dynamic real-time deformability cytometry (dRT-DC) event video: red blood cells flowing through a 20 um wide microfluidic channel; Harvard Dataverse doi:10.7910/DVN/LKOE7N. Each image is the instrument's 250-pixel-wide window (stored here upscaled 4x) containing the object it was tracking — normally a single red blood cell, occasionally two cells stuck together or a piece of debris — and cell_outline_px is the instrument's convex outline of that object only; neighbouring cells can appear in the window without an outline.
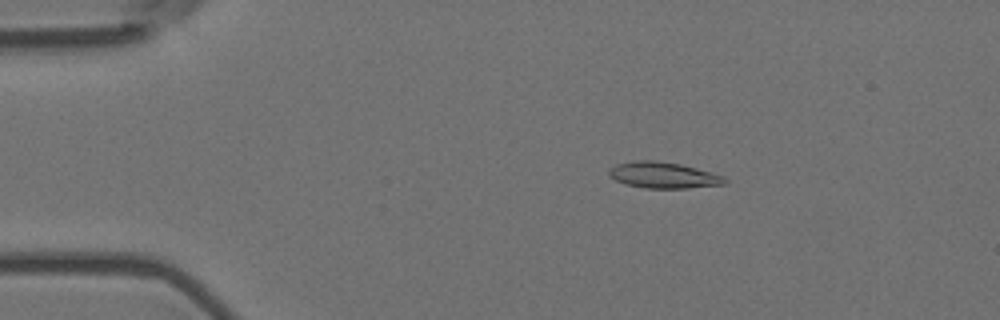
{"species": "Egyptian fruit bat (a non-hibernating species)", "species_latin": "Rousettus aegyptiacus", "temperature_condition": "room temperature", "stored_images_in_passage": 55, "camera_frame_rate_fps": 3000, "um_per_image_px": 0.085, "animal": {"sex": "female"}, "frame": {"image": 1, "passage_image": 10, "time_ms": 3.0, "image_size_px": [1000, 320], "cell_outline_px": [[728, 180], [724, 184], [688, 188], [644, 188], [624, 184], [608, 176], [608, 168], [616, 164], [636, 160], [656, 160], [680, 164], [712, 172], [724, 176]], "centroid_in_image_um": [56.35, 14.88], "position_along_channel_um": 28.6, "area_um2": 17.8}}
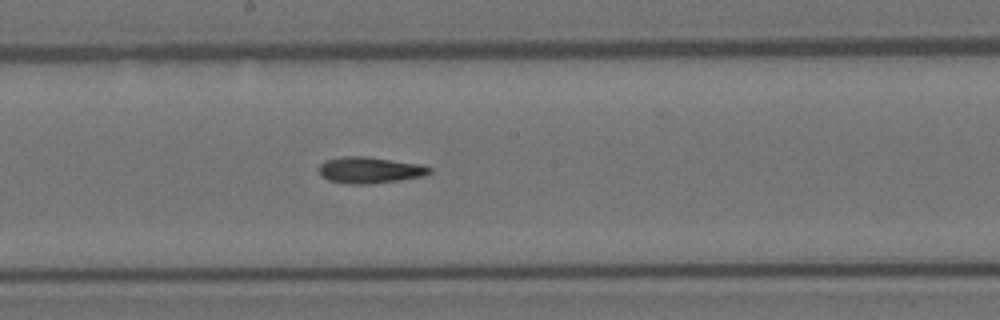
{"frame": {"image": 2, "passage_image": 30, "time_ms": 9.667, "image_size_px": [1000, 320], "cell_outline_px": [[432, 172], [424, 176], [400, 180], [368, 184], [344, 184], [328, 180], [320, 176], [316, 168], [324, 160], [340, 156], [364, 156], [420, 164], [432, 168]], "centroid_in_image_um": [31.36, 14.46], "position_along_channel_um": 216.8, "area_um2": 17.28}}
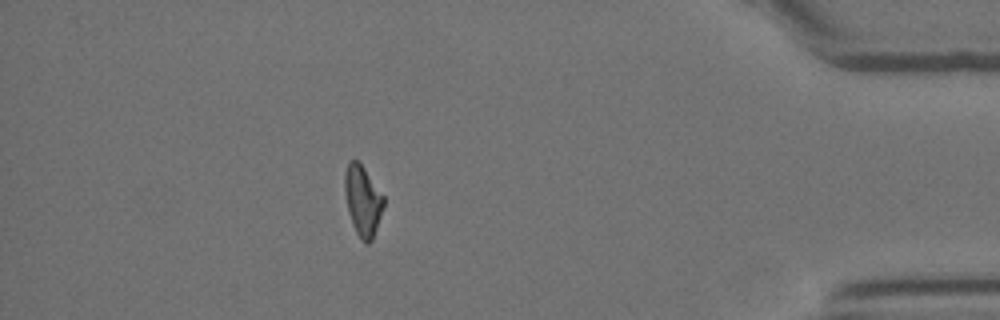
{"frame": {"image": 3, "passage_image": 49, "time_ms": 16.0, "image_size_px": [1000, 320], "cell_outline_px": [[384, 204], [372, 240], [368, 244], [364, 244], [360, 240], [352, 224], [348, 212], [344, 192], [344, 172], [348, 160], [356, 160], [364, 168], [384, 196]], "centroid_in_image_um": [30.8, 17.06], "position_along_channel_um": 404.4, "area_um2": 16.01}, "authors_computed_cell_mechanics": {"area_um2": 16.5886, "velocity_mm_per_s": 3.6818, "shape_relaxation_time_tau1_ms": null, "shape_relaxation_time_tau2_ms": 6.678, "deformation_change_tau1": null, "deformation_change_tau2": 0.1675}}